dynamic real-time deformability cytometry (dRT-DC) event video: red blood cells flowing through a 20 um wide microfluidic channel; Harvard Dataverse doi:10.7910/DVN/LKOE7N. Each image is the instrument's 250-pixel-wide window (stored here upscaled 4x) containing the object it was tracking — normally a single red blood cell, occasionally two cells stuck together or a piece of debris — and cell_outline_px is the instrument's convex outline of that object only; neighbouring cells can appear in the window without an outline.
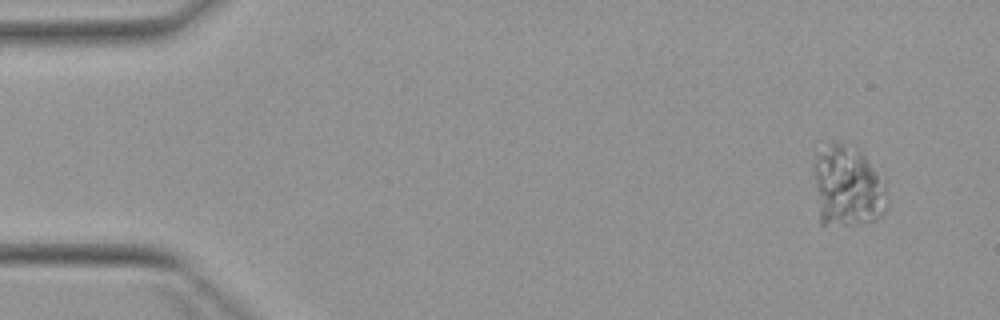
{"species": "Egyptian fruit bat (a non-hibernating species)", "species_latin": "Rousettus aegyptiacus", "temperature_condition": "warm", "stored_images_in_passage": 5, "camera_frame_rate_fps": 3000, "um_per_image_px": 0.085, "animal": {"sex": "female"}, "frame": {"image": 1, "passage_image": 1, "time_ms": 0.0, "image_size_px": [1000, 320], "cell_outline_px": [[888, 192], [884, 212], [876, 220], [852, 224], [820, 224], [812, 168], [812, 164], [816, 156], [832, 144], [840, 144], [860, 152], [864, 156], [884, 184]], "centroid_in_image_um": [72.0, 15.91], "position_along_channel_um": 13.0, "area_um2": 33.81}}
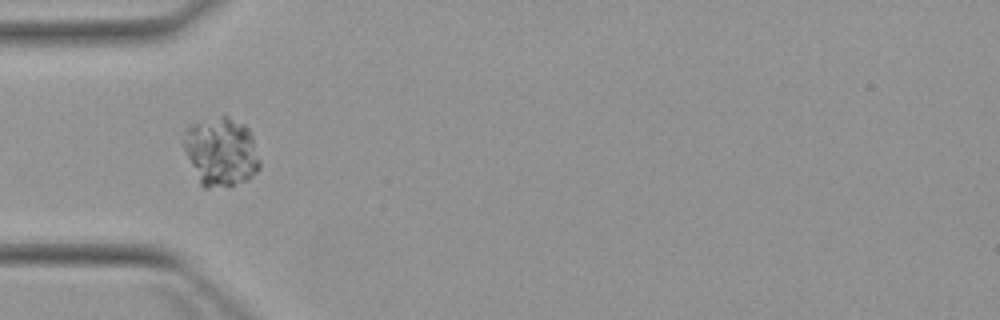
{"frame": {"image": 2, "passage_image": 4, "time_ms": 4.333, "image_size_px": [1000, 320], "cell_outline_px": [[260, 168], [252, 176], [244, 180], [232, 184], [208, 188], [204, 188], [200, 184], [184, 152], [184, 132], [192, 124], [220, 116], [228, 116], [244, 124], [248, 128], [252, 136], [260, 160]], "centroid_in_image_um": [18.78, 12.89], "position_along_channel_um": 66.2, "area_um2": 30.23}}
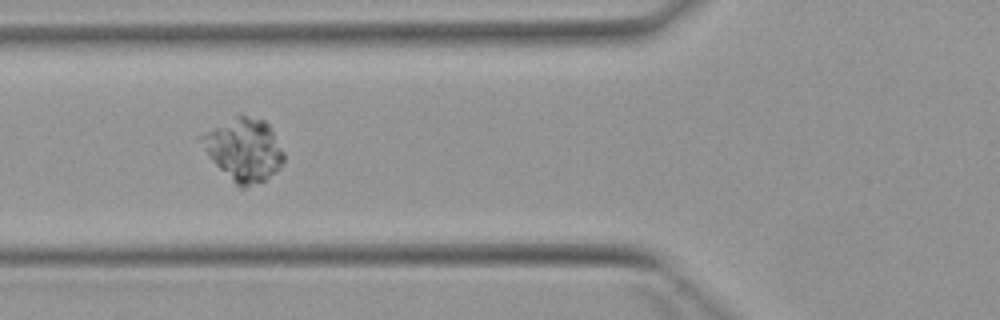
{"frame": {"image": 3, "passage_image": 5, "time_ms": 5.333, "image_size_px": [1000, 320], "cell_outline_px": [[284, 160], [280, 168], [276, 172], [264, 180], [244, 188], [240, 188], [208, 156], [196, 136], [236, 112], [240, 112], [264, 120], [268, 124], [284, 152]], "centroid_in_image_um": [20.69, 12.64], "position_along_channel_um": 105.1, "area_um2": 30.69}}